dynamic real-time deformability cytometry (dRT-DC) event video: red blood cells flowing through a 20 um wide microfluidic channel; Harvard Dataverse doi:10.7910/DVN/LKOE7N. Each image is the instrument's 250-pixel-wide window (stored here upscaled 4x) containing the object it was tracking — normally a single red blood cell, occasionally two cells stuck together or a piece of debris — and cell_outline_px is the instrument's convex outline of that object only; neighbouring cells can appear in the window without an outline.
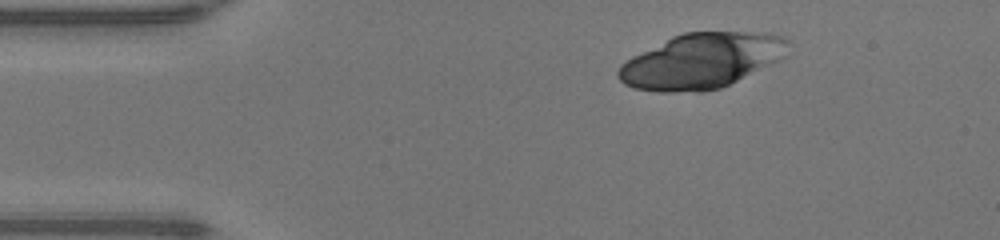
{"species": "human", "species_latin": "Homo sapiens", "temperature_condition": "warm", "stored_images_in_passage": 41, "camera_frame_rate_fps": 3000, "um_per_image_px": 0.085, "donor": {"sex": "male"}, "frame": {"image": 1, "passage_image": 1, "time_ms": 0.0, "image_size_px": [1000, 240], "cell_outline_px": [[792, 44], [784, 56], [720, 88], [704, 92], [656, 92], [636, 88], [624, 84], [616, 76], [616, 72], [620, 64], [632, 56], [672, 36], [684, 32], [764, 32], [784, 36], [792, 40]], "centroid_in_image_um": [59.6, 5.16], "position_along_channel_um": 25.4, "area_um2": 54.56}}
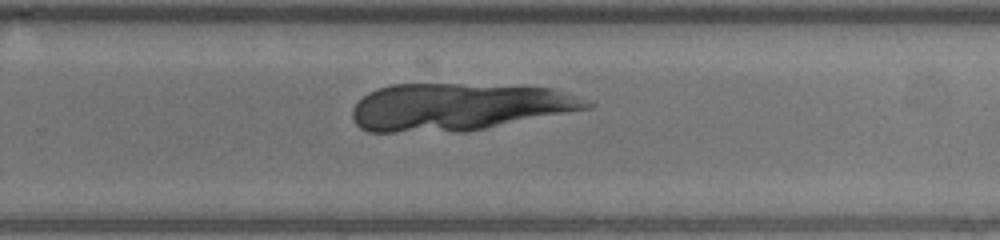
{"frame": {"image": 2, "passage_image": 24, "time_ms": 7.667, "image_size_px": [1000, 240], "cell_outline_px": [[596, 104], [592, 108], [464, 132], [368, 132], [360, 128], [352, 120], [352, 108], [368, 92], [392, 84], [460, 84], [556, 88]], "centroid_in_image_um": [38.96, 9.1], "position_along_channel_um": 290.8, "area_um2": 64.79}}
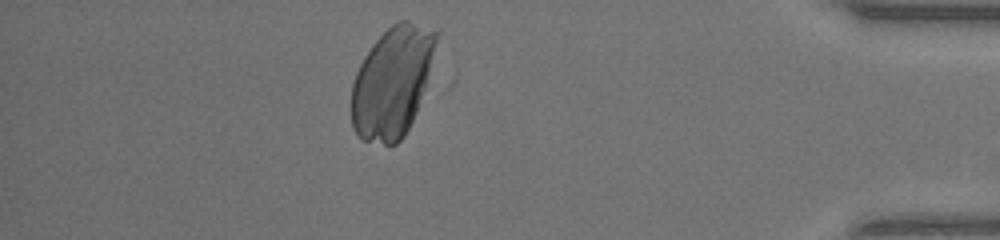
{"frame": {"image": 3, "passage_image": 35, "time_ms": 11.333, "image_size_px": [1000, 240], "cell_outline_px": [[440, 32], [424, 88], [416, 112], [404, 136], [396, 144], [384, 144], [360, 140], [352, 128], [352, 84], [356, 72], [364, 56], [372, 44], [396, 20], [408, 20]], "centroid_in_image_um": [33.32, 6.96], "position_along_channel_um": 401.9, "area_um2": 54.27}}